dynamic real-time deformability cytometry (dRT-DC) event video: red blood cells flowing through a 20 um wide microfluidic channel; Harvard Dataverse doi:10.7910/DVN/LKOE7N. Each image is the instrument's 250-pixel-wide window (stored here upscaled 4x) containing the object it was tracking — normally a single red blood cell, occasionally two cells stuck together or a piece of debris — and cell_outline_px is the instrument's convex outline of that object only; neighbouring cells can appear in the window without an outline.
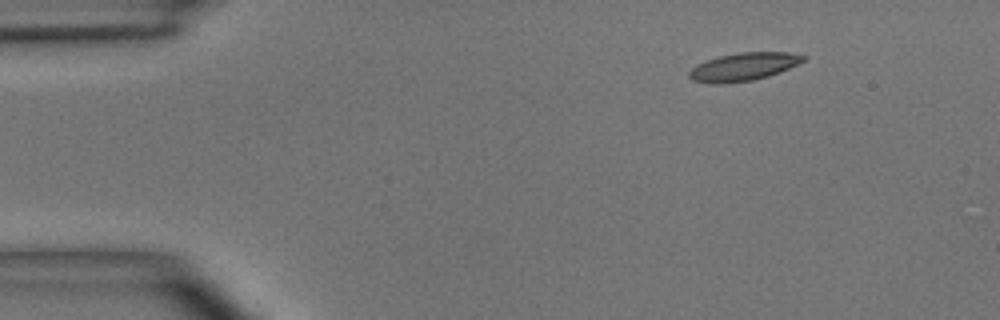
{"species": "common noctule bat (a hibernating species)", "species_latin": "Nyctalus noctula", "temperature_condition": "room temperature", "stored_images_in_passage": 6, "camera_frame_rate_fps": 3000, "um_per_image_px": 0.085, "animal": {"sex": "male", "body_mass_g": 15.6}, "frame": {"image": 1, "passage_image": 2, "time_ms": 1.333, "image_size_px": [1000, 320], "cell_outline_px": [[808, 56], [804, 60], [780, 72], [768, 76], [752, 80], [724, 84], [716, 84], [692, 80], [688, 76], [688, 72], [696, 64], [720, 56], [740, 52], [788, 52]], "centroid_in_image_um": [63.18, 5.68], "position_along_channel_um": 21.8, "area_um2": 18.5}}
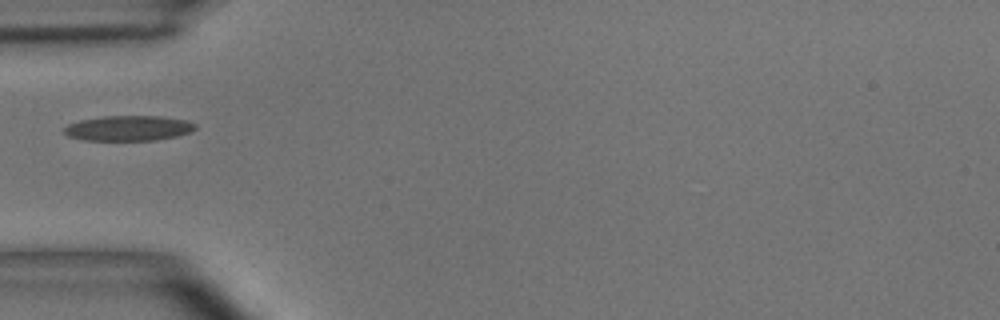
{"frame": {"image": 2, "passage_image": 5, "time_ms": 4.667, "image_size_px": [1000, 320], "cell_outline_px": [[196, 128], [188, 132], [176, 136], [156, 140], [84, 140], [68, 136], [64, 132], [64, 128], [68, 124], [80, 120], [104, 116], [160, 116], [188, 120], [196, 124]], "centroid_in_image_um": [10.92, 10.89], "position_along_channel_um": 74.1, "area_um2": 19.19}}
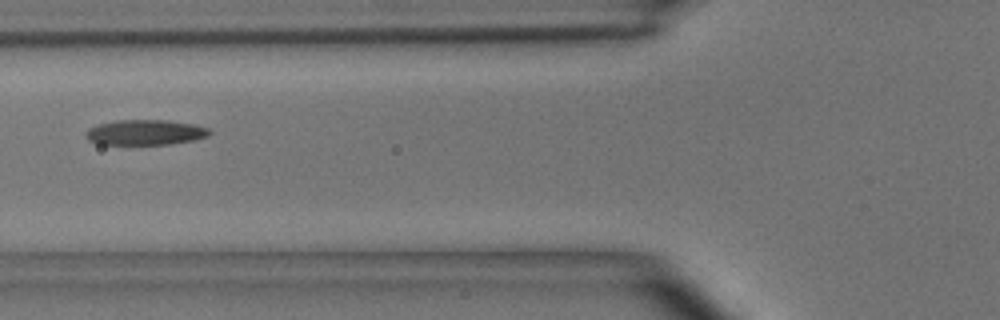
{"frame": {"image": 3, "passage_image": 6, "time_ms": 5.667, "image_size_px": [1000, 320], "cell_outline_px": [[212, 132], [208, 136], [196, 140], [172, 144], [100, 144], [88, 140], [84, 136], [88, 128], [96, 124], [116, 120], [168, 120], [196, 124], [208, 128]], "centroid_in_image_um": [12.36, 11.24], "position_along_channel_um": 113.4, "area_um2": 18.5}}